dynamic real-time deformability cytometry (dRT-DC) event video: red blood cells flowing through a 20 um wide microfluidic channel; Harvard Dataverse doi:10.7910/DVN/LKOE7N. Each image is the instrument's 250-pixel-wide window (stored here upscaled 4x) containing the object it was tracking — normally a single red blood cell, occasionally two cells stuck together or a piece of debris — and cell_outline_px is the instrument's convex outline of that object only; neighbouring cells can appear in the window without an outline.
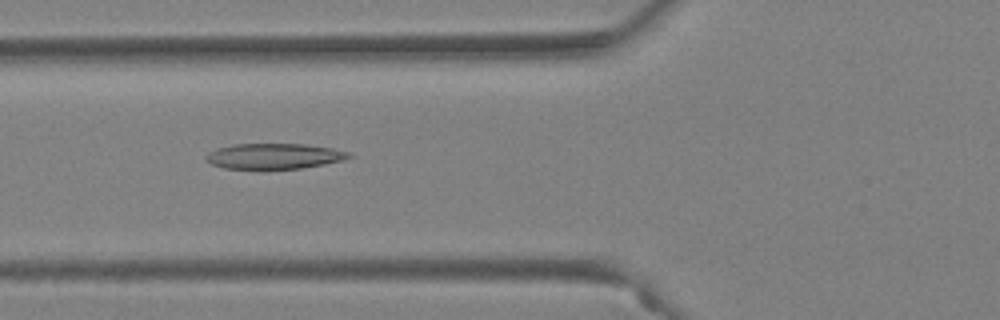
{"species": "Egyptian fruit bat (a non-hibernating species)", "species_latin": "Rousettus aegyptiacus", "temperature_condition": "warm", "stored_images_in_passage": 50, "camera_frame_rate_fps": 3000, "um_per_image_px": 0.085, "animal": {"sex": "female"}, "frame": {"image": 1, "passage_image": 20, "time_ms": 6.333, "image_size_px": [1000, 320], "cell_outline_px": [[352, 156], [340, 160], [324, 164], [300, 168], [260, 172], [224, 168], [212, 164], [204, 156], [208, 152], [216, 148], [232, 144], [304, 144], [332, 148], [352, 152]], "centroid_in_image_um": [23.23, 13.31], "position_along_channel_um": 102.6, "area_um2": 22.08}}
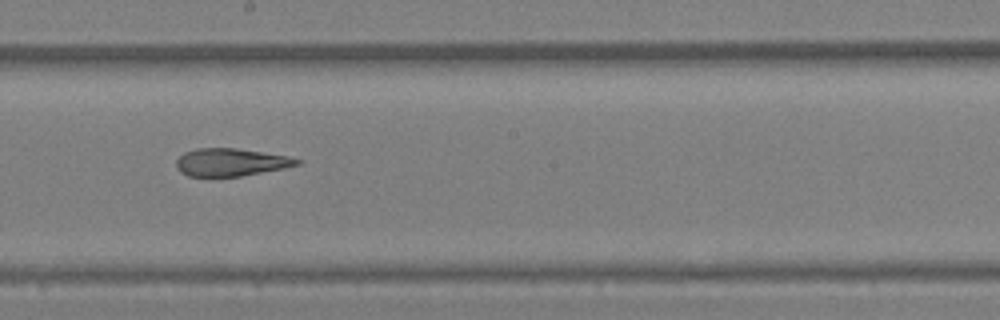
{"frame": {"image": 2, "passage_image": 29, "time_ms": 9.333, "image_size_px": [1000, 320], "cell_outline_px": [[304, 160], [300, 164], [284, 168], [240, 176], [188, 176], [180, 172], [176, 168], [176, 160], [184, 152], [196, 148], [236, 148], [288, 156]], "centroid_in_image_um": [19.61, 13.78], "position_along_channel_um": 228.6, "area_um2": 19.48}}
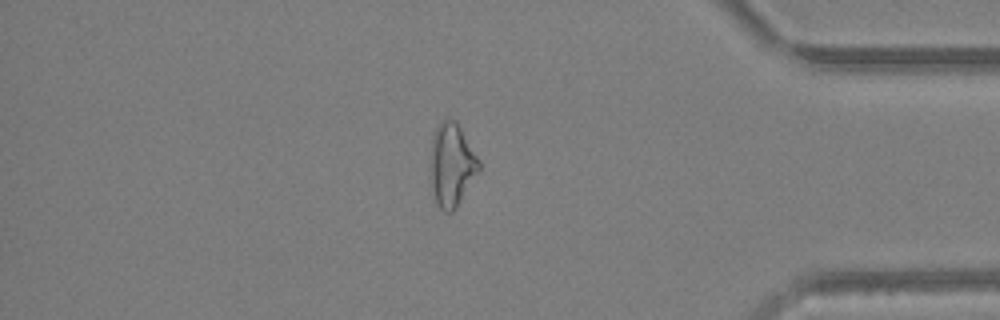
{"frame": {"image": 3, "passage_image": 43, "time_ms": 14.0, "image_size_px": [1000, 320], "cell_outline_px": [[480, 168], [456, 208], [452, 212], [444, 212], [436, 204], [432, 188], [432, 136], [440, 120], [456, 120], [480, 160]], "centroid_in_image_um": [38.41, 14.01], "position_along_channel_um": 396.8, "area_um2": 23.06}, "authors_computed_cell_mechanics": {"area_um2": 23.2356, "velocity_mm_per_s": 4.1884, "shape_relaxation_time_tau1_ms": null, "shape_relaxation_time_tau2_ms": 3.5022, "deformation_change_tau1": null, "deformation_change_tau2": 0.1511}}